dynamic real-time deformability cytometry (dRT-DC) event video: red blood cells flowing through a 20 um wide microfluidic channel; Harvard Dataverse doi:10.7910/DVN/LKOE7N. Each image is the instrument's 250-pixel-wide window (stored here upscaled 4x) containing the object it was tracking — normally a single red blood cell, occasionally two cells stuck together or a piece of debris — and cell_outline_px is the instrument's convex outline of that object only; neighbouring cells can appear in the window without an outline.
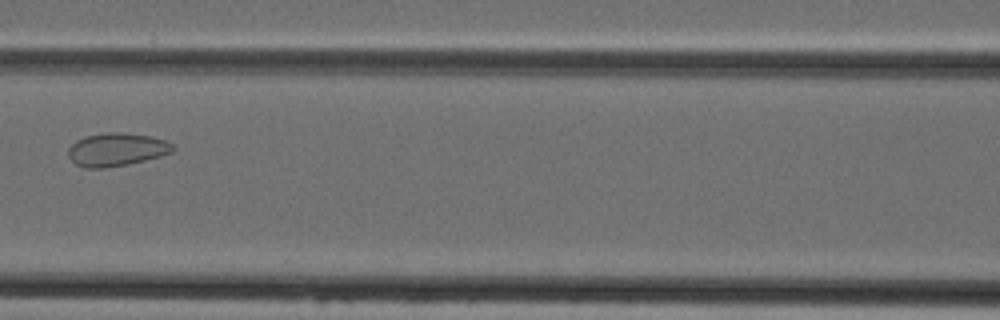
{"species": "Egyptian fruit bat (a non-hibernating species)", "species_latin": "Rousettus aegyptiacus", "temperature_condition": "cold", "stored_images_in_passage": 4, "camera_frame_rate_fps": 3000, "um_per_image_px": 0.085, "animal": {"sex": "female"}, "frame": {"image": 1, "passage_image": 4, "time_ms": 3.667, "image_size_px": [1000, 320], "cell_outline_px": [[176, 148], [172, 152], [160, 156], [128, 164], [104, 168], [84, 168], [76, 164], [68, 156], [68, 148], [76, 140], [84, 136], [108, 132], [120, 132], [152, 136], [164, 140], [172, 144]], "centroid_in_image_um": [9.89, 12.7], "position_along_channel_um": 156.7, "area_um2": 20.23}}